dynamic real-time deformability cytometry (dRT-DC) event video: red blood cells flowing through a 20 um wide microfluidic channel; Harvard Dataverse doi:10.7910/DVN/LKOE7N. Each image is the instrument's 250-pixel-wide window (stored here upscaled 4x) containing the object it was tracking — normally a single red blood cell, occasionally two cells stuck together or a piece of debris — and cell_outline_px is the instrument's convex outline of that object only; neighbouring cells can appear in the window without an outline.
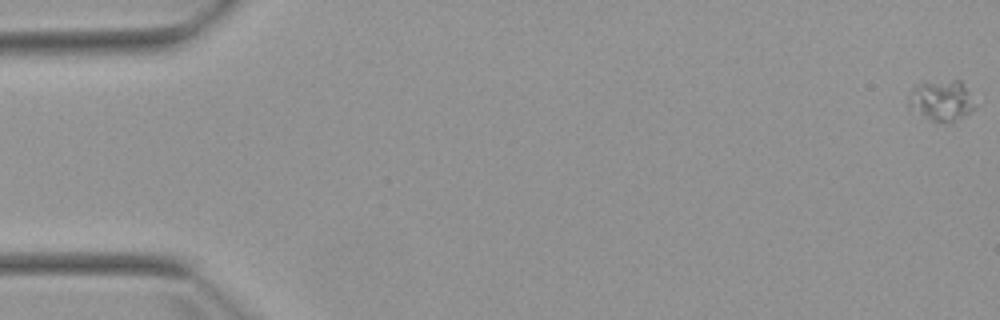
{"species": "Egyptian fruit bat (a non-hibernating species)", "species_latin": "Rousettus aegyptiacus", "temperature_condition": "warm", "stored_images_in_passage": 5, "camera_frame_rate_fps": 3000, "um_per_image_px": 0.085, "animal": {"sex": "female"}, "frame": {"image": 1, "passage_image": 1, "time_ms": 0.0, "image_size_px": [1000, 320], "cell_outline_px": [[976, 108], [972, 112], [948, 124], [932, 120], [924, 116], [908, 104], [908, 96], [912, 88], [916, 84], [952, 80], [960, 80], [964, 84]], "centroid_in_image_um": [80.04, 8.55], "position_along_channel_um": 5.0, "area_um2": 15.49}}